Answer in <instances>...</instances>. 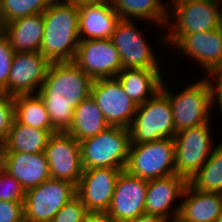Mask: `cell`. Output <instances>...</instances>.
Returning <instances> with one entry per match:
<instances>
[{
    "instance_id": "bcb514c9",
    "label": "cell",
    "mask_w": 222,
    "mask_h": 222,
    "mask_svg": "<svg viewBox=\"0 0 222 222\" xmlns=\"http://www.w3.org/2000/svg\"><path fill=\"white\" fill-rule=\"evenodd\" d=\"M218 73L222 76V69Z\"/></svg>"
},
{
    "instance_id": "8992f818",
    "label": "cell",
    "mask_w": 222,
    "mask_h": 222,
    "mask_svg": "<svg viewBox=\"0 0 222 222\" xmlns=\"http://www.w3.org/2000/svg\"><path fill=\"white\" fill-rule=\"evenodd\" d=\"M174 138L131 144L125 170L144 180L164 178L175 174Z\"/></svg>"
},
{
    "instance_id": "f35d334b",
    "label": "cell",
    "mask_w": 222,
    "mask_h": 222,
    "mask_svg": "<svg viewBox=\"0 0 222 222\" xmlns=\"http://www.w3.org/2000/svg\"><path fill=\"white\" fill-rule=\"evenodd\" d=\"M169 222H187L185 221L180 215L175 216L171 221Z\"/></svg>"
},
{
    "instance_id": "8fae6325",
    "label": "cell",
    "mask_w": 222,
    "mask_h": 222,
    "mask_svg": "<svg viewBox=\"0 0 222 222\" xmlns=\"http://www.w3.org/2000/svg\"><path fill=\"white\" fill-rule=\"evenodd\" d=\"M134 20H120L110 39L118 50L123 69H160L154 48L145 40ZM147 41V42H146Z\"/></svg>"
},
{
    "instance_id": "f1b7e54d",
    "label": "cell",
    "mask_w": 222,
    "mask_h": 222,
    "mask_svg": "<svg viewBox=\"0 0 222 222\" xmlns=\"http://www.w3.org/2000/svg\"><path fill=\"white\" fill-rule=\"evenodd\" d=\"M53 0H0L1 25L33 14L43 13Z\"/></svg>"
},
{
    "instance_id": "6da1fadb",
    "label": "cell",
    "mask_w": 222,
    "mask_h": 222,
    "mask_svg": "<svg viewBox=\"0 0 222 222\" xmlns=\"http://www.w3.org/2000/svg\"><path fill=\"white\" fill-rule=\"evenodd\" d=\"M93 81L73 61L51 63L37 94L57 132H66L70 128L74 109L91 95Z\"/></svg>"
},
{
    "instance_id": "d590c367",
    "label": "cell",
    "mask_w": 222,
    "mask_h": 222,
    "mask_svg": "<svg viewBox=\"0 0 222 222\" xmlns=\"http://www.w3.org/2000/svg\"><path fill=\"white\" fill-rule=\"evenodd\" d=\"M82 222H115L107 213L88 212Z\"/></svg>"
},
{
    "instance_id": "b9f144b4",
    "label": "cell",
    "mask_w": 222,
    "mask_h": 222,
    "mask_svg": "<svg viewBox=\"0 0 222 222\" xmlns=\"http://www.w3.org/2000/svg\"><path fill=\"white\" fill-rule=\"evenodd\" d=\"M197 1H222V0H197Z\"/></svg>"
},
{
    "instance_id": "9c48e42d",
    "label": "cell",
    "mask_w": 222,
    "mask_h": 222,
    "mask_svg": "<svg viewBox=\"0 0 222 222\" xmlns=\"http://www.w3.org/2000/svg\"><path fill=\"white\" fill-rule=\"evenodd\" d=\"M76 195L77 190L73 183L47 179L26 191L24 222H51L56 213Z\"/></svg>"
},
{
    "instance_id": "7402d4cb",
    "label": "cell",
    "mask_w": 222,
    "mask_h": 222,
    "mask_svg": "<svg viewBox=\"0 0 222 222\" xmlns=\"http://www.w3.org/2000/svg\"><path fill=\"white\" fill-rule=\"evenodd\" d=\"M14 52H40L44 35L43 13L33 14L2 25Z\"/></svg>"
},
{
    "instance_id": "603a6c76",
    "label": "cell",
    "mask_w": 222,
    "mask_h": 222,
    "mask_svg": "<svg viewBox=\"0 0 222 222\" xmlns=\"http://www.w3.org/2000/svg\"><path fill=\"white\" fill-rule=\"evenodd\" d=\"M160 72V69H122L116 78L131 100L140 105L161 90L164 79Z\"/></svg>"
},
{
    "instance_id": "7bdbcfd3",
    "label": "cell",
    "mask_w": 222,
    "mask_h": 222,
    "mask_svg": "<svg viewBox=\"0 0 222 222\" xmlns=\"http://www.w3.org/2000/svg\"><path fill=\"white\" fill-rule=\"evenodd\" d=\"M220 28L222 29V11H221V22H220Z\"/></svg>"
},
{
    "instance_id": "4dcf8cb0",
    "label": "cell",
    "mask_w": 222,
    "mask_h": 222,
    "mask_svg": "<svg viewBox=\"0 0 222 222\" xmlns=\"http://www.w3.org/2000/svg\"><path fill=\"white\" fill-rule=\"evenodd\" d=\"M87 213L82 200L76 195L56 213L51 222H82Z\"/></svg>"
},
{
    "instance_id": "5bb4252c",
    "label": "cell",
    "mask_w": 222,
    "mask_h": 222,
    "mask_svg": "<svg viewBox=\"0 0 222 222\" xmlns=\"http://www.w3.org/2000/svg\"><path fill=\"white\" fill-rule=\"evenodd\" d=\"M73 62L93 80L114 78L123 69L118 50L110 38L80 41Z\"/></svg>"
},
{
    "instance_id": "60d3db41",
    "label": "cell",
    "mask_w": 222,
    "mask_h": 222,
    "mask_svg": "<svg viewBox=\"0 0 222 222\" xmlns=\"http://www.w3.org/2000/svg\"><path fill=\"white\" fill-rule=\"evenodd\" d=\"M111 0H86L87 2H93V3H109Z\"/></svg>"
},
{
    "instance_id": "1f68e13d",
    "label": "cell",
    "mask_w": 222,
    "mask_h": 222,
    "mask_svg": "<svg viewBox=\"0 0 222 222\" xmlns=\"http://www.w3.org/2000/svg\"><path fill=\"white\" fill-rule=\"evenodd\" d=\"M14 54L7 37L3 32H0V91H5L8 87Z\"/></svg>"
},
{
    "instance_id": "ffe728a7",
    "label": "cell",
    "mask_w": 222,
    "mask_h": 222,
    "mask_svg": "<svg viewBox=\"0 0 222 222\" xmlns=\"http://www.w3.org/2000/svg\"><path fill=\"white\" fill-rule=\"evenodd\" d=\"M5 171L19 181L25 191L37 187L51 178L44 152H7Z\"/></svg>"
},
{
    "instance_id": "e575fe53",
    "label": "cell",
    "mask_w": 222,
    "mask_h": 222,
    "mask_svg": "<svg viewBox=\"0 0 222 222\" xmlns=\"http://www.w3.org/2000/svg\"><path fill=\"white\" fill-rule=\"evenodd\" d=\"M209 76H210V78L212 77L213 79L212 78L210 79ZM209 76H207V74H206L205 77L208 78V84L210 87L211 106L217 104L218 108L220 109L219 111L222 112V76L219 73H212V74H209Z\"/></svg>"
},
{
    "instance_id": "ac0fdd59",
    "label": "cell",
    "mask_w": 222,
    "mask_h": 222,
    "mask_svg": "<svg viewBox=\"0 0 222 222\" xmlns=\"http://www.w3.org/2000/svg\"><path fill=\"white\" fill-rule=\"evenodd\" d=\"M188 181L176 174L148 181L145 213L159 216L167 222L178 216L181 204L172 211L176 199H182ZM171 208V209H170Z\"/></svg>"
},
{
    "instance_id": "30bf717a",
    "label": "cell",
    "mask_w": 222,
    "mask_h": 222,
    "mask_svg": "<svg viewBox=\"0 0 222 222\" xmlns=\"http://www.w3.org/2000/svg\"><path fill=\"white\" fill-rule=\"evenodd\" d=\"M161 37L160 41H166L175 46L185 55H188L206 73H218L222 69V29H214L191 34H168ZM165 38V39H164Z\"/></svg>"
},
{
    "instance_id": "f546056e",
    "label": "cell",
    "mask_w": 222,
    "mask_h": 222,
    "mask_svg": "<svg viewBox=\"0 0 222 222\" xmlns=\"http://www.w3.org/2000/svg\"><path fill=\"white\" fill-rule=\"evenodd\" d=\"M25 194L19 181L6 171L0 173V201L24 202Z\"/></svg>"
},
{
    "instance_id": "4fadbf2b",
    "label": "cell",
    "mask_w": 222,
    "mask_h": 222,
    "mask_svg": "<svg viewBox=\"0 0 222 222\" xmlns=\"http://www.w3.org/2000/svg\"><path fill=\"white\" fill-rule=\"evenodd\" d=\"M91 97L109 126L129 128L137 105L125 93L116 77L95 79L91 87Z\"/></svg>"
},
{
    "instance_id": "8d00e7d4",
    "label": "cell",
    "mask_w": 222,
    "mask_h": 222,
    "mask_svg": "<svg viewBox=\"0 0 222 222\" xmlns=\"http://www.w3.org/2000/svg\"><path fill=\"white\" fill-rule=\"evenodd\" d=\"M126 222H167L165 219L159 217V216H154L151 214H142L139 217L133 219V220H129Z\"/></svg>"
},
{
    "instance_id": "4316f807",
    "label": "cell",
    "mask_w": 222,
    "mask_h": 222,
    "mask_svg": "<svg viewBox=\"0 0 222 222\" xmlns=\"http://www.w3.org/2000/svg\"><path fill=\"white\" fill-rule=\"evenodd\" d=\"M14 115L15 120L22 125L43 130H55L45 104L38 94L14 96Z\"/></svg>"
},
{
    "instance_id": "3957f363",
    "label": "cell",
    "mask_w": 222,
    "mask_h": 222,
    "mask_svg": "<svg viewBox=\"0 0 222 222\" xmlns=\"http://www.w3.org/2000/svg\"><path fill=\"white\" fill-rule=\"evenodd\" d=\"M131 139L128 128L109 126L94 137L80 141L83 168L125 169Z\"/></svg>"
},
{
    "instance_id": "836d02e7",
    "label": "cell",
    "mask_w": 222,
    "mask_h": 222,
    "mask_svg": "<svg viewBox=\"0 0 222 222\" xmlns=\"http://www.w3.org/2000/svg\"><path fill=\"white\" fill-rule=\"evenodd\" d=\"M0 222H24V202L0 201Z\"/></svg>"
},
{
    "instance_id": "2e32d148",
    "label": "cell",
    "mask_w": 222,
    "mask_h": 222,
    "mask_svg": "<svg viewBox=\"0 0 222 222\" xmlns=\"http://www.w3.org/2000/svg\"><path fill=\"white\" fill-rule=\"evenodd\" d=\"M50 65L40 52H15L5 92L12 96L37 94Z\"/></svg>"
},
{
    "instance_id": "83f0119b",
    "label": "cell",
    "mask_w": 222,
    "mask_h": 222,
    "mask_svg": "<svg viewBox=\"0 0 222 222\" xmlns=\"http://www.w3.org/2000/svg\"><path fill=\"white\" fill-rule=\"evenodd\" d=\"M189 183L200 191L222 193V141Z\"/></svg>"
},
{
    "instance_id": "7a4b0ae2",
    "label": "cell",
    "mask_w": 222,
    "mask_h": 222,
    "mask_svg": "<svg viewBox=\"0 0 222 222\" xmlns=\"http://www.w3.org/2000/svg\"><path fill=\"white\" fill-rule=\"evenodd\" d=\"M44 35L40 53L53 62H72L79 37L78 4L53 0L43 12Z\"/></svg>"
},
{
    "instance_id": "d4e9b609",
    "label": "cell",
    "mask_w": 222,
    "mask_h": 222,
    "mask_svg": "<svg viewBox=\"0 0 222 222\" xmlns=\"http://www.w3.org/2000/svg\"><path fill=\"white\" fill-rule=\"evenodd\" d=\"M56 132L25 126L14 119L11 130L2 142L6 152L42 153L50 136Z\"/></svg>"
},
{
    "instance_id": "ab89813d",
    "label": "cell",
    "mask_w": 222,
    "mask_h": 222,
    "mask_svg": "<svg viewBox=\"0 0 222 222\" xmlns=\"http://www.w3.org/2000/svg\"><path fill=\"white\" fill-rule=\"evenodd\" d=\"M59 1H61V0H59ZM62 1L76 3V4L86 3V0H62Z\"/></svg>"
},
{
    "instance_id": "7c38bea8",
    "label": "cell",
    "mask_w": 222,
    "mask_h": 222,
    "mask_svg": "<svg viewBox=\"0 0 222 222\" xmlns=\"http://www.w3.org/2000/svg\"><path fill=\"white\" fill-rule=\"evenodd\" d=\"M44 153L51 178L71 182L77 187L84 172L80 142L66 132H56L50 136Z\"/></svg>"
},
{
    "instance_id": "f6af8a7d",
    "label": "cell",
    "mask_w": 222,
    "mask_h": 222,
    "mask_svg": "<svg viewBox=\"0 0 222 222\" xmlns=\"http://www.w3.org/2000/svg\"><path fill=\"white\" fill-rule=\"evenodd\" d=\"M0 32H2V25H1V22H0Z\"/></svg>"
},
{
    "instance_id": "277c9868",
    "label": "cell",
    "mask_w": 222,
    "mask_h": 222,
    "mask_svg": "<svg viewBox=\"0 0 222 222\" xmlns=\"http://www.w3.org/2000/svg\"><path fill=\"white\" fill-rule=\"evenodd\" d=\"M203 77L185 86L175 95L170 87L162 82L161 91L170 101L176 133L210 122L211 92L208 78Z\"/></svg>"
},
{
    "instance_id": "5b68a950",
    "label": "cell",
    "mask_w": 222,
    "mask_h": 222,
    "mask_svg": "<svg viewBox=\"0 0 222 222\" xmlns=\"http://www.w3.org/2000/svg\"><path fill=\"white\" fill-rule=\"evenodd\" d=\"M131 144H142L176 135L172 107L168 97L160 90L145 103L137 105L129 126Z\"/></svg>"
},
{
    "instance_id": "e0dca14e",
    "label": "cell",
    "mask_w": 222,
    "mask_h": 222,
    "mask_svg": "<svg viewBox=\"0 0 222 222\" xmlns=\"http://www.w3.org/2000/svg\"><path fill=\"white\" fill-rule=\"evenodd\" d=\"M125 169H85L76 187L88 212L107 213L120 172Z\"/></svg>"
},
{
    "instance_id": "d6986e66",
    "label": "cell",
    "mask_w": 222,
    "mask_h": 222,
    "mask_svg": "<svg viewBox=\"0 0 222 222\" xmlns=\"http://www.w3.org/2000/svg\"><path fill=\"white\" fill-rule=\"evenodd\" d=\"M80 41L109 39L121 20L109 3H79Z\"/></svg>"
},
{
    "instance_id": "74e56055",
    "label": "cell",
    "mask_w": 222,
    "mask_h": 222,
    "mask_svg": "<svg viewBox=\"0 0 222 222\" xmlns=\"http://www.w3.org/2000/svg\"><path fill=\"white\" fill-rule=\"evenodd\" d=\"M6 149L2 141H0V173L5 171L6 166Z\"/></svg>"
},
{
    "instance_id": "ee69618b",
    "label": "cell",
    "mask_w": 222,
    "mask_h": 222,
    "mask_svg": "<svg viewBox=\"0 0 222 222\" xmlns=\"http://www.w3.org/2000/svg\"><path fill=\"white\" fill-rule=\"evenodd\" d=\"M217 222H222V216L217 220Z\"/></svg>"
},
{
    "instance_id": "44dd1931",
    "label": "cell",
    "mask_w": 222,
    "mask_h": 222,
    "mask_svg": "<svg viewBox=\"0 0 222 222\" xmlns=\"http://www.w3.org/2000/svg\"><path fill=\"white\" fill-rule=\"evenodd\" d=\"M182 197L179 215L187 222H217L222 216V193L200 191L188 182Z\"/></svg>"
},
{
    "instance_id": "52a82bcc",
    "label": "cell",
    "mask_w": 222,
    "mask_h": 222,
    "mask_svg": "<svg viewBox=\"0 0 222 222\" xmlns=\"http://www.w3.org/2000/svg\"><path fill=\"white\" fill-rule=\"evenodd\" d=\"M210 127V122H207L197 127L181 130L174 136L175 174L185 178L188 182L213 151Z\"/></svg>"
},
{
    "instance_id": "d6a6232c",
    "label": "cell",
    "mask_w": 222,
    "mask_h": 222,
    "mask_svg": "<svg viewBox=\"0 0 222 222\" xmlns=\"http://www.w3.org/2000/svg\"><path fill=\"white\" fill-rule=\"evenodd\" d=\"M14 119V96L0 91V141L6 138Z\"/></svg>"
},
{
    "instance_id": "ba28073f",
    "label": "cell",
    "mask_w": 222,
    "mask_h": 222,
    "mask_svg": "<svg viewBox=\"0 0 222 222\" xmlns=\"http://www.w3.org/2000/svg\"><path fill=\"white\" fill-rule=\"evenodd\" d=\"M170 1L174 17L168 10L165 26L166 29L169 27L168 34H191L220 28L222 1Z\"/></svg>"
},
{
    "instance_id": "484cf974",
    "label": "cell",
    "mask_w": 222,
    "mask_h": 222,
    "mask_svg": "<svg viewBox=\"0 0 222 222\" xmlns=\"http://www.w3.org/2000/svg\"><path fill=\"white\" fill-rule=\"evenodd\" d=\"M110 4L121 20L133 18L166 25L168 5L164 6L162 0H111Z\"/></svg>"
},
{
    "instance_id": "cb8c5ba5",
    "label": "cell",
    "mask_w": 222,
    "mask_h": 222,
    "mask_svg": "<svg viewBox=\"0 0 222 222\" xmlns=\"http://www.w3.org/2000/svg\"><path fill=\"white\" fill-rule=\"evenodd\" d=\"M108 127L103 113L90 95L74 109L73 120L66 133L80 142L94 137Z\"/></svg>"
},
{
    "instance_id": "9a60e30c",
    "label": "cell",
    "mask_w": 222,
    "mask_h": 222,
    "mask_svg": "<svg viewBox=\"0 0 222 222\" xmlns=\"http://www.w3.org/2000/svg\"><path fill=\"white\" fill-rule=\"evenodd\" d=\"M147 185V180L122 170L117 178L107 214L115 222H126L144 214Z\"/></svg>"
}]
</instances>
